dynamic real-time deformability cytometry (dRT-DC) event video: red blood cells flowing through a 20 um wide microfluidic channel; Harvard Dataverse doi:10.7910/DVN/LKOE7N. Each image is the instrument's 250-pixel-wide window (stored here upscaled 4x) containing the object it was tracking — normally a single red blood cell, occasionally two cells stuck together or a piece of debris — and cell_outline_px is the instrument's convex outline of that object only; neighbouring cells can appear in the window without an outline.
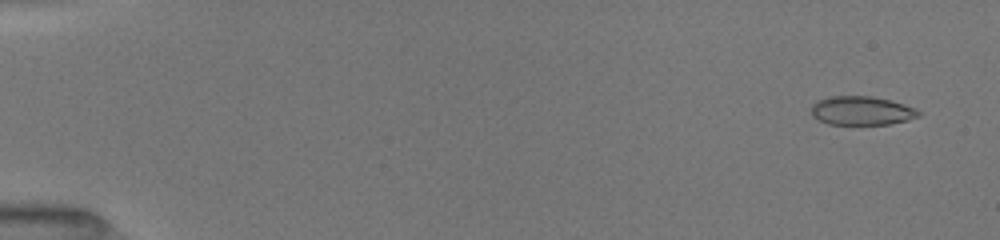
{"species": "common noctule bat (a hibernating species)", "species_latin": "Nyctalus noctula", "temperature_condition": "room temperature", "stored_images_in_passage": 51, "camera_frame_rate_fps": 3000, "um_per_image_px": 0.085, "animal": {"sex": "female", "body_mass_g": 19.5, "forearm_length_mm": 54.1}, "frame": {"image": 1, "passage_image": 3, "time_ms": 0.667, "image_size_px": [1000, 240], "cell_outline_px": [[920, 116], [908, 120], [888, 124], [828, 124], [812, 116], [812, 104], [816, 100], [832, 96], [872, 96], [888, 100], [916, 108], [920, 112]], "centroid_in_image_um": [73.23, 9.41], "position_along_channel_um": 11.8, "area_um2": 17.92}}
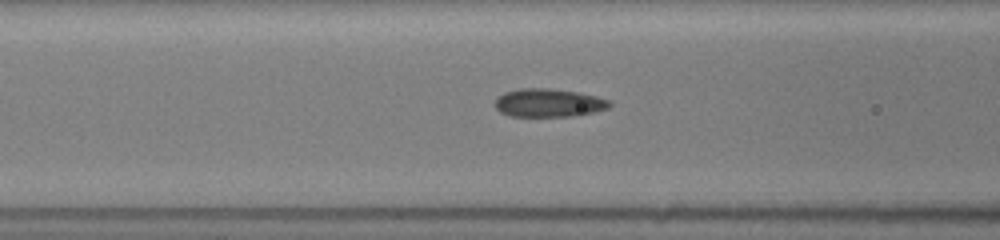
{"frame": {"image": 2, "passage_image": 22, "time_ms": 7.0, "image_size_px": [1000, 240], "cell_outline_px": [[612, 104], [608, 108], [596, 112], [576, 116], [508, 116], [500, 112], [496, 108], [496, 100], [504, 92], [520, 88], [548, 88], [580, 92], [596, 96], [608, 100]], "centroid_in_image_um": [46.66, 8.74], "position_along_channel_um": 119.9, "area_um2": 18.96}}
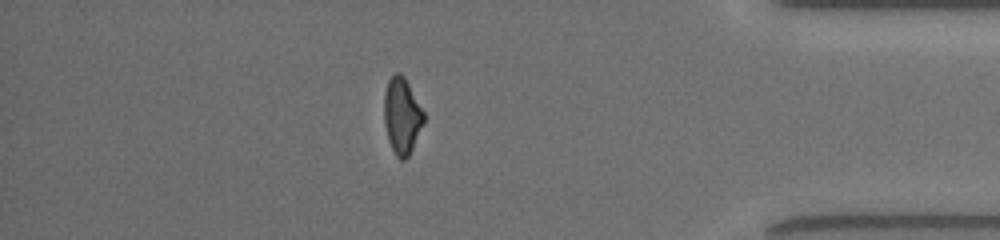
{"frame": {"image": 3, "passage_image": 45, "time_ms": 14.667, "image_size_px": [1000, 240], "cell_outline_px": [[424, 120], [412, 148], [408, 156], [404, 160], [400, 160], [396, 156], [388, 140], [384, 124], [384, 92], [388, 80], [396, 72], [400, 72], [404, 76], [424, 112]], "centroid_in_image_um": [34.14, 9.83], "position_along_channel_um": 401.1, "area_um2": 17.46}, "authors_computed_cell_mechanics": {"area_um2": 18.496, "velocity_mm_per_s": 4.0606, "shape_relaxation_time_tau1_ms": null, "shape_relaxation_time_tau2_ms": 2.2947, "deformation_change_tau1": null, "deformation_change_tau2": 0.0829}}